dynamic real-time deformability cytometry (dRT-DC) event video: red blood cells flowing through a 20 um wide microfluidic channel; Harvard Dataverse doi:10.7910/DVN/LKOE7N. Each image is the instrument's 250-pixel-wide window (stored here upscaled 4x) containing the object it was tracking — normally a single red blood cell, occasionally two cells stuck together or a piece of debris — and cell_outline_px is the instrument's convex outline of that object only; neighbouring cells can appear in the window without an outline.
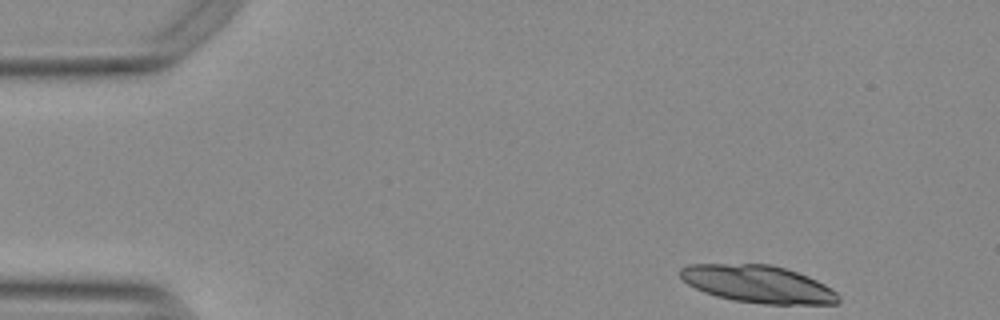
{"species": "Egyptian fruit bat (a non-hibernating species)", "species_latin": "Rousettus aegyptiacus", "temperature_condition": "warm", "stored_images_in_passage": 30, "camera_frame_rate_fps": 3000, "um_per_image_px": 0.085, "animal": {"sex": "female"}, "frame": {"image": 1, "passage_image": 1, "time_ms": 0.0, "image_size_px": [1000, 320], "cell_outline_px": [[840, 300], [836, 304], [764, 304], [736, 300], [716, 296], [704, 292], [688, 284], [680, 276], [680, 268], [688, 264], [772, 264], [808, 276], [824, 284], [836, 292], [840, 296]], "centroid_in_image_um": [64.44, 24.14], "position_along_channel_um": 20.6, "area_um2": 34.33}}